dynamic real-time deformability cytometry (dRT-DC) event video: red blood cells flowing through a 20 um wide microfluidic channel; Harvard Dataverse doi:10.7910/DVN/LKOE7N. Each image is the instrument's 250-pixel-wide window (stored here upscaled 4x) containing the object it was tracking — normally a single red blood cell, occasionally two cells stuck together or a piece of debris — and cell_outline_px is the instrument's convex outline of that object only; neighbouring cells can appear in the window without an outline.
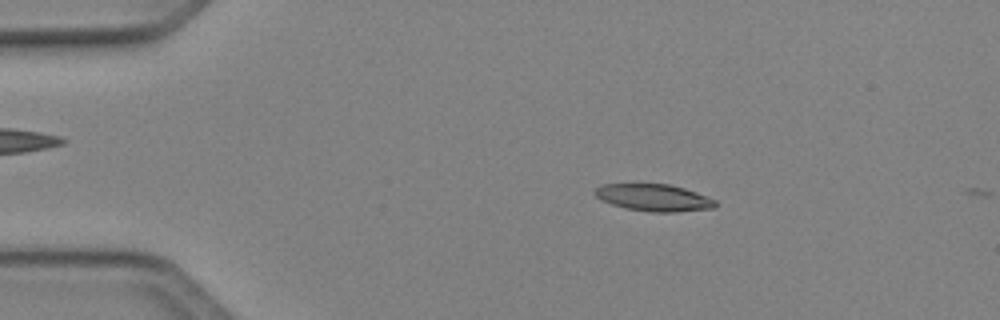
{"species": "Egyptian fruit bat (a non-hibernating species)", "species_latin": "Rousettus aegyptiacus", "temperature_condition": "cold", "stored_images_in_passage": 10, "camera_frame_rate_fps": 3000, "um_per_image_px": 0.085, "animal": {"sex": "female"}, "frame": {"image": 1, "passage_image": 9, "time_ms": 2.667, "image_size_px": [1000, 320], "cell_outline_px": [[716, 208], [676, 212], [652, 212], [624, 208], [612, 204], [596, 196], [596, 188], [600, 184], [668, 184], [684, 188], [696, 192], [716, 200]], "centroid_in_image_um": [55.61, 16.8], "position_along_channel_um": 29.4, "area_um2": 18.84}}